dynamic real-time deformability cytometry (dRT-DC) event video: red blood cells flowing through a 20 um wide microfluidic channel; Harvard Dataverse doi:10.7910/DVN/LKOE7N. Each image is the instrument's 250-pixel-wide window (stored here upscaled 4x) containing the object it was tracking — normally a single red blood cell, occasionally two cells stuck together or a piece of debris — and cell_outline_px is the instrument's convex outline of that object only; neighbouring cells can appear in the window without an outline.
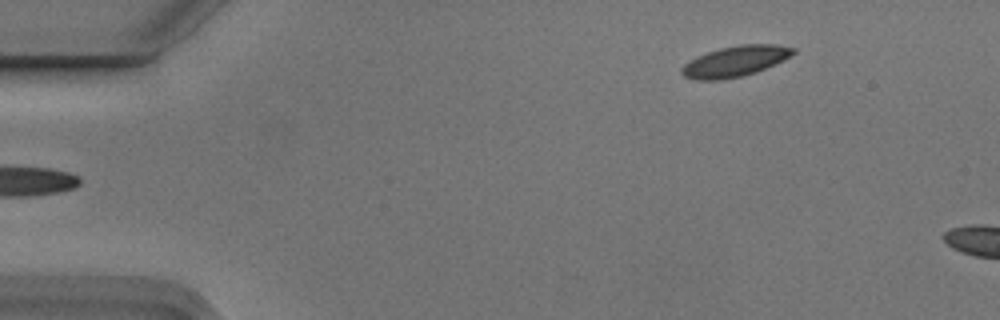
{"species": "Egyptian fruit bat (a non-hibernating species)", "species_latin": "Rousettus aegyptiacus", "temperature_condition": "cold", "stored_images_in_passage": 5, "camera_frame_rate_fps": 3000, "um_per_image_px": 0.085, "animal": {"sex": "male"}, "frame": {"image": 1, "passage_image": 5, "time_ms": 1.333, "image_size_px": [1000, 320], "cell_outline_px": [[796, 52], [792, 56], [776, 64], [756, 72], [740, 76], [720, 80], [696, 80], [684, 76], [680, 72], [680, 68], [684, 64], [696, 56], [720, 48], [740, 44], [776, 44], [796, 48]], "centroid_in_image_um": [62.51, 5.2], "position_along_channel_um": 22.5, "area_um2": 20.06}}